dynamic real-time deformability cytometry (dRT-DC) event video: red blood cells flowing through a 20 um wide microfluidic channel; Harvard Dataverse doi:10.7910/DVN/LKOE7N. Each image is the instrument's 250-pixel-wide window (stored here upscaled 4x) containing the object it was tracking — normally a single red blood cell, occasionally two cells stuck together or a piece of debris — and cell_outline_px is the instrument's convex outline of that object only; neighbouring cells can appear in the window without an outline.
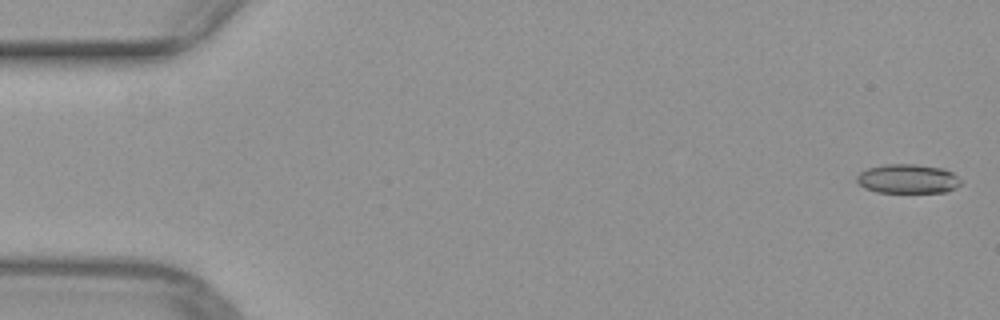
{"species": "common noctule bat (a hibernating species)", "species_latin": "Nyctalus noctula", "temperature_condition": "warm", "stored_images_in_passage": 3, "camera_frame_rate_fps": 3000, "um_per_image_px": 0.085, "animal": {"sex": "female", "body_mass_g": 29.2, "forearm_length_mm": 56.3}, "frame": {"image": 1, "passage_image": 1, "time_ms": 0.0, "image_size_px": [1000, 320], "cell_outline_px": [[960, 184], [956, 188], [948, 192], [876, 192], [864, 188], [856, 180], [856, 176], [860, 172], [868, 168], [884, 164], [916, 164], [944, 168], [952, 172], [960, 180]], "centroid_in_image_um": [77.16, 15.19], "position_along_channel_um": 7.8, "area_um2": 17.8}}